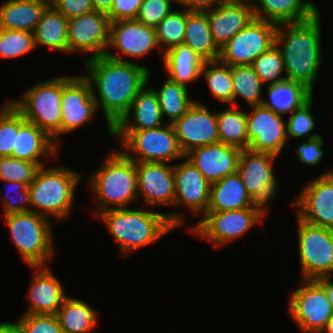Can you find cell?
Wrapping results in <instances>:
<instances>
[{
  "mask_svg": "<svg viewBox=\"0 0 333 333\" xmlns=\"http://www.w3.org/2000/svg\"><path fill=\"white\" fill-rule=\"evenodd\" d=\"M25 333H61L56 315L47 314H22L18 318Z\"/></svg>",
  "mask_w": 333,
  "mask_h": 333,
  "instance_id": "47",
  "label": "cell"
},
{
  "mask_svg": "<svg viewBox=\"0 0 333 333\" xmlns=\"http://www.w3.org/2000/svg\"><path fill=\"white\" fill-rule=\"evenodd\" d=\"M320 333H333V316L326 323L325 327L322 329V331Z\"/></svg>",
  "mask_w": 333,
  "mask_h": 333,
  "instance_id": "55",
  "label": "cell"
},
{
  "mask_svg": "<svg viewBox=\"0 0 333 333\" xmlns=\"http://www.w3.org/2000/svg\"><path fill=\"white\" fill-rule=\"evenodd\" d=\"M232 80L234 106L239 97L243 98L250 107L262 104L263 84L251 65L232 66Z\"/></svg>",
  "mask_w": 333,
  "mask_h": 333,
  "instance_id": "38",
  "label": "cell"
},
{
  "mask_svg": "<svg viewBox=\"0 0 333 333\" xmlns=\"http://www.w3.org/2000/svg\"><path fill=\"white\" fill-rule=\"evenodd\" d=\"M183 44L190 47L205 61H216L220 49L213 41L206 12L188 11Z\"/></svg>",
  "mask_w": 333,
  "mask_h": 333,
  "instance_id": "32",
  "label": "cell"
},
{
  "mask_svg": "<svg viewBox=\"0 0 333 333\" xmlns=\"http://www.w3.org/2000/svg\"><path fill=\"white\" fill-rule=\"evenodd\" d=\"M225 3L247 4L253 6V0H225Z\"/></svg>",
  "mask_w": 333,
  "mask_h": 333,
  "instance_id": "56",
  "label": "cell"
},
{
  "mask_svg": "<svg viewBox=\"0 0 333 333\" xmlns=\"http://www.w3.org/2000/svg\"><path fill=\"white\" fill-rule=\"evenodd\" d=\"M313 95L303 83L285 79L282 82L267 86V98L262 105L280 115L287 116L300 108Z\"/></svg>",
  "mask_w": 333,
  "mask_h": 333,
  "instance_id": "31",
  "label": "cell"
},
{
  "mask_svg": "<svg viewBox=\"0 0 333 333\" xmlns=\"http://www.w3.org/2000/svg\"><path fill=\"white\" fill-rule=\"evenodd\" d=\"M174 165L175 207L186 206L194 215H203L208 208L211 184L185 157Z\"/></svg>",
  "mask_w": 333,
  "mask_h": 333,
  "instance_id": "20",
  "label": "cell"
},
{
  "mask_svg": "<svg viewBox=\"0 0 333 333\" xmlns=\"http://www.w3.org/2000/svg\"><path fill=\"white\" fill-rule=\"evenodd\" d=\"M266 208H244L231 211H206L189 232L222 247L244 236L255 224H263Z\"/></svg>",
  "mask_w": 333,
  "mask_h": 333,
  "instance_id": "9",
  "label": "cell"
},
{
  "mask_svg": "<svg viewBox=\"0 0 333 333\" xmlns=\"http://www.w3.org/2000/svg\"><path fill=\"white\" fill-rule=\"evenodd\" d=\"M10 237L28 266H48L55 243L51 219L35 212L4 215Z\"/></svg>",
  "mask_w": 333,
  "mask_h": 333,
  "instance_id": "6",
  "label": "cell"
},
{
  "mask_svg": "<svg viewBox=\"0 0 333 333\" xmlns=\"http://www.w3.org/2000/svg\"><path fill=\"white\" fill-rule=\"evenodd\" d=\"M201 76H204L215 100L234 106L232 66L219 60L205 61L201 68Z\"/></svg>",
  "mask_w": 333,
  "mask_h": 333,
  "instance_id": "37",
  "label": "cell"
},
{
  "mask_svg": "<svg viewBox=\"0 0 333 333\" xmlns=\"http://www.w3.org/2000/svg\"><path fill=\"white\" fill-rule=\"evenodd\" d=\"M182 152L186 155L192 149L219 142L217 111L201 102L172 123Z\"/></svg>",
  "mask_w": 333,
  "mask_h": 333,
  "instance_id": "18",
  "label": "cell"
},
{
  "mask_svg": "<svg viewBox=\"0 0 333 333\" xmlns=\"http://www.w3.org/2000/svg\"><path fill=\"white\" fill-rule=\"evenodd\" d=\"M157 94L160 110L163 117H167L169 123L184 115L197 100L188 95V87L165 79L162 86L157 90L150 85Z\"/></svg>",
  "mask_w": 333,
  "mask_h": 333,
  "instance_id": "36",
  "label": "cell"
},
{
  "mask_svg": "<svg viewBox=\"0 0 333 333\" xmlns=\"http://www.w3.org/2000/svg\"><path fill=\"white\" fill-rule=\"evenodd\" d=\"M296 217L301 278L316 280L333 276V229Z\"/></svg>",
  "mask_w": 333,
  "mask_h": 333,
  "instance_id": "10",
  "label": "cell"
},
{
  "mask_svg": "<svg viewBox=\"0 0 333 333\" xmlns=\"http://www.w3.org/2000/svg\"><path fill=\"white\" fill-rule=\"evenodd\" d=\"M321 16L317 11L309 19L278 24L275 45L280 50L285 78L303 83L314 93L322 64Z\"/></svg>",
  "mask_w": 333,
  "mask_h": 333,
  "instance_id": "2",
  "label": "cell"
},
{
  "mask_svg": "<svg viewBox=\"0 0 333 333\" xmlns=\"http://www.w3.org/2000/svg\"><path fill=\"white\" fill-rule=\"evenodd\" d=\"M0 333H25L22 324L17 320L16 322L6 321L0 323Z\"/></svg>",
  "mask_w": 333,
  "mask_h": 333,
  "instance_id": "53",
  "label": "cell"
},
{
  "mask_svg": "<svg viewBox=\"0 0 333 333\" xmlns=\"http://www.w3.org/2000/svg\"><path fill=\"white\" fill-rule=\"evenodd\" d=\"M35 271L28 291V302L23 314L56 315L68 297L65 287L48 266L32 267Z\"/></svg>",
  "mask_w": 333,
  "mask_h": 333,
  "instance_id": "23",
  "label": "cell"
},
{
  "mask_svg": "<svg viewBox=\"0 0 333 333\" xmlns=\"http://www.w3.org/2000/svg\"><path fill=\"white\" fill-rule=\"evenodd\" d=\"M85 78L90 82L97 109L103 111L107 133L129 111L138 92L148 82L147 66L124 59L107 50L104 56L84 59Z\"/></svg>",
  "mask_w": 333,
  "mask_h": 333,
  "instance_id": "1",
  "label": "cell"
},
{
  "mask_svg": "<svg viewBox=\"0 0 333 333\" xmlns=\"http://www.w3.org/2000/svg\"><path fill=\"white\" fill-rule=\"evenodd\" d=\"M162 58L167 78L173 82L188 87V83L201 77V68L205 60L184 44L167 50Z\"/></svg>",
  "mask_w": 333,
  "mask_h": 333,
  "instance_id": "30",
  "label": "cell"
},
{
  "mask_svg": "<svg viewBox=\"0 0 333 333\" xmlns=\"http://www.w3.org/2000/svg\"><path fill=\"white\" fill-rule=\"evenodd\" d=\"M295 199L291 205L300 219L333 229V169L306 183Z\"/></svg>",
  "mask_w": 333,
  "mask_h": 333,
  "instance_id": "15",
  "label": "cell"
},
{
  "mask_svg": "<svg viewBox=\"0 0 333 333\" xmlns=\"http://www.w3.org/2000/svg\"><path fill=\"white\" fill-rule=\"evenodd\" d=\"M107 14L92 11L68 20V53H86L87 58L104 56L110 41Z\"/></svg>",
  "mask_w": 333,
  "mask_h": 333,
  "instance_id": "16",
  "label": "cell"
},
{
  "mask_svg": "<svg viewBox=\"0 0 333 333\" xmlns=\"http://www.w3.org/2000/svg\"><path fill=\"white\" fill-rule=\"evenodd\" d=\"M46 164H36L11 156L0 157V180L4 182H22L29 186L38 170Z\"/></svg>",
  "mask_w": 333,
  "mask_h": 333,
  "instance_id": "42",
  "label": "cell"
},
{
  "mask_svg": "<svg viewBox=\"0 0 333 333\" xmlns=\"http://www.w3.org/2000/svg\"><path fill=\"white\" fill-rule=\"evenodd\" d=\"M244 208H265L246 191L238 172L211 184L207 211H231Z\"/></svg>",
  "mask_w": 333,
  "mask_h": 333,
  "instance_id": "27",
  "label": "cell"
},
{
  "mask_svg": "<svg viewBox=\"0 0 333 333\" xmlns=\"http://www.w3.org/2000/svg\"><path fill=\"white\" fill-rule=\"evenodd\" d=\"M112 136L120 138V151L135 162L173 164L185 158L172 123L146 130H112Z\"/></svg>",
  "mask_w": 333,
  "mask_h": 333,
  "instance_id": "8",
  "label": "cell"
},
{
  "mask_svg": "<svg viewBox=\"0 0 333 333\" xmlns=\"http://www.w3.org/2000/svg\"><path fill=\"white\" fill-rule=\"evenodd\" d=\"M253 10L257 19L275 24L300 22L318 11L311 0H254Z\"/></svg>",
  "mask_w": 333,
  "mask_h": 333,
  "instance_id": "28",
  "label": "cell"
},
{
  "mask_svg": "<svg viewBox=\"0 0 333 333\" xmlns=\"http://www.w3.org/2000/svg\"><path fill=\"white\" fill-rule=\"evenodd\" d=\"M61 112V135L75 132L96 117L98 109L84 74L62 76Z\"/></svg>",
  "mask_w": 333,
  "mask_h": 333,
  "instance_id": "14",
  "label": "cell"
},
{
  "mask_svg": "<svg viewBox=\"0 0 333 333\" xmlns=\"http://www.w3.org/2000/svg\"><path fill=\"white\" fill-rule=\"evenodd\" d=\"M230 106L231 109L217 111L219 142L241 150L248 149L247 112L241 111L239 103Z\"/></svg>",
  "mask_w": 333,
  "mask_h": 333,
  "instance_id": "35",
  "label": "cell"
},
{
  "mask_svg": "<svg viewBox=\"0 0 333 333\" xmlns=\"http://www.w3.org/2000/svg\"><path fill=\"white\" fill-rule=\"evenodd\" d=\"M323 143L324 140L320 135L308 140H302L296 149L297 159H299L300 163L302 162L306 165H318L324 156Z\"/></svg>",
  "mask_w": 333,
  "mask_h": 333,
  "instance_id": "48",
  "label": "cell"
},
{
  "mask_svg": "<svg viewBox=\"0 0 333 333\" xmlns=\"http://www.w3.org/2000/svg\"><path fill=\"white\" fill-rule=\"evenodd\" d=\"M205 12L219 49L255 18L253 7L247 4L222 3Z\"/></svg>",
  "mask_w": 333,
  "mask_h": 333,
  "instance_id": "25",
  "label": "cell"
},
{
  "mask_svg": "<svg viewBox=\"0 0 333 333\" xmlns=\"http://www.w3.org/2000/svg\"><path fill=\"white\" fill-rule=\"evenodd\" d=\"M187 16L188 11L185 9L173 10L155 27L157 43L163 54L167 50L183 44Z\"/></svg>",
  "mask_w": 333,
  "mask_h": 333,
  "instance_id": "39",
  "label": "cell"
},
{
  "mask_svg": "<svg viewBox=\"0 0 333 333\" xmlns=\"http://www.w3.org/2000/svg\"><path fill=\"white\" fill-rule=\"evenodd\" d=\"M6 193L1 198L3 205V216L23 212H32L30 203V192L27 185L22 182H5Z\"/></svg>",
  "mask_w": 333,
  "mask_h": 333,
  "instance_id": "45",
  "label": "cell"
},
{
  "mask_svg": "<svg viewBox=\"0 0 333 333\" xmlns=\"http://www.w3.org/2000/svg\"><path fill=\"white\" fill-rule=\"evenodd\" d=\"M146 208L148 210L114 208L96 216L112 234L124 256L156 243L163 235L185 226L181 212L161 213Z\"/></svg>",
  "mask_w": 333,
  "mask_h": 333,
  "instance_id": "3",
  "label": "cell"
},
{
  "mask_svg": "<svg viewBox=\"0 0 333 333\" xmlns=\"http://www.w3.org/2000/svg\"><path fill=\"white\" fill-rule=\"evenodd\" d=\"M68 19L51 5L45 10L33 32L36 48L68 53Z\"/></svg>",
  "mask_w": 333,
  "mask_h": 333,
  "instance_id": "33",
  "label": "cell"
},
{
  "mask_svg": "<svg viewBox=\"0 0 333 333\" xmlns=\"http://www.w3.org/2000/svg\"><path fill=\"white\" fill-rule=\"evenodd\" d=\"M250 108L246 120L248 149L279 156L288 143L284 116L262 104Z\"/></svg>",
  "mask_w": 333,
  "mask_h": 333,
  "instance_id": "17",
  "label": "cell"
},
{
  "mask_svg": "<svg viewBox=\"0 0 333 333\" xmlns=\"http://www.w3.org/2000/svg\"><path fill=\"white\" fill-rule=\"evenodd\" d=\"M138 199L144 205L172 206L175 203L174 165L166 162H135Z\"/></svg>",
  "mask_w": 333,
  "mask_h": 333,
  "instance_id": "19",
  "label": "cell"
},
{
  "mask_svg": "<svg viewBox=\"0 0 333 333\" xmlns=\"http://www.w3.org/2000/svg\"><path fill=\"white\" fill-rule=\"evenodd\" d=\"M312 96L307 102H305L300 108L295 109L287 116L286 131L287 139L289 138H302V140H308L319 136L317 133L309 134L315 128V120L312 115Z\"/></svg>",
  "mask_w": 333,
  "mask_h": 333,
  "instance_id": "43",
  "label": "cell"
},
{
  "mask_svg": "<svg viewBox=\"0 0 333 333\" xmlns=\"http://www.w3.org/2000/svg\"><path fill=\"white\" fill-rule=\"evenodd\" d=\"M9 99L29 123L44 130L59 146L61 138L62 76L36 82L21 96Z\"/></svg>",
  "mask_w": 333,
  "mask_h": 333,
  "instance_id": "7",
  "label": "cell"
},
{
  "mask_svg": "<svg viewBox=\"0 0 333 333\" xmlns=\"http://www.w3.org/2000/svg\"><path fill=\"white\" fill-rule=\"evenodd\" d=\"M277 24L254 18L221 49L218 60L226 65H252L275 45Z\"/></svg>",
  "mask_w": 333,
  "mask_h": 333,
  "instance_id": "12",
  "label": "cell"
},
{
  "mask_svg": "<svg viewBox=\"0 0 333 333\" xmlns=\"http://www.w3.org/2000/svg\"><path fill=\"white\" fill-rule=\"evenodd\" d=\"M143 0H113L111 10L107 13L110 22L136 19Z\"/></svg>",
  "mask_w": 333,
  "mask_h": 333,
  "instance_id": "50",
  "label": "cell"
},
{
  "mask_svg": "<svg viewBox=\"0 0 333 333\" xmlns=\"http://www.w3.org/2000/svg\"><path fill=\"white\" fill-rule=\"evenodd\" d=\"M49 6L48 0H5L0 5L1 29L34 32Z\"/></svg>",
  "mask_w": 333,
  "mask_h": 333,
  "instance_id": "29",
  "label": "cell"
},
{
  "mask_svg": "<svg viewBox=\"0 0 333 333\" xmlns=\"http://www.w3.org/2000/svg\"><path fill=\"white\" fill-rule=\"evenodd\" d=\"M251 66L264 85H274L286 79L283 57L276 45L262 53Z\"/></svg>",
  "mask_w": 333,
  "mask_h": 333,
  "instance_id": "40",
  "label": "cell"
},
{
  "mask_svg": "<svg viewBox=\"0 0 333 333\" xmlns=\"http://www.w3.org/2000/svg\"><path fill=\"white\" fill-rule=\"evenodd\" d=\"M96 311L87 301L67 297L56 316L63 332L93 333L92 331L98 325L99 320Z\"/></svg>",
  "mask_w": 333,
  "mask_h": 333,
  "instance_id": "34",
  "label": "cell"
},
{
  "mask_svg": "<svg viewBox=\"0 0 333 333\" xmlns=\"http://www.w3.org/2000/svg\"><path fill=\"white\" fill-rule=\"evenodd\" d=\"M225 3V0H180L177 4L183 5L186 11L205 12Z\"/></svg>",
  "mask_w": 333,
  "mask_h": 333,
  "instance_id": "51",
  "label": "cell"
},
{
  "mask_svg": "<svg viewBox=\"0 0 333 333\" xmlns=\"http://www.w3.org/2000/svg\"><path fill=\"white\" fill-rule=\"evenodd\" d=\"M333 276L328 277H321L316 279L315 281L324 289L325 294L331 303V306L333 308Z\"/></svg>",
  "mask_w": 333,
  "mask_h": 333,
  "instance_id": "52",
  "label": "cell"
},
{
  "mask_svg": "<svg viewBox=\"0 0 333 333\" xmlns=\"http://www.w3.org/2000/svg\"><path fill=\"white\" fill-rule=\"evenodd\" d=\"M275 154L253 152L249 149L241 151L238 174L251 198L268 209L267 204L279 193V181L274 174L273 164L278 159ZM277 193V194H276Z\"/></svg>",
  "mask_w": 333,
  "mask_h": 333,
  "instance_id": "13",
  "label": "cell"
},
{
  "mask_svg": "<svg viewBox=\"0 0 333 333\" xmlns=\"http://www.w3.org/2000/svg\"><path fill=\"white\" fill-rule=\"evenodd\" d=\"M301 280V286L288 295V314L302 333H320L332 318L333 308L315 280Z\"/></svg>",
  "mask_w": 333,
  "mask_h": 333,
  "instance_id": "11",
  "label": "cell"
},
{
  "mask_svg": "<svg viewBox=\"0 0 333 333\" xmlns=\"http://www.w3.org/2000/svg\"><path fill=\"white\" fill-rule=\"evenodd\" d=\"M109 48L117 49L118 55L120 53L134 59L143 58L154 49L160 50L155 28L136 19L111 22Z\"/></svg>",
  "mask_w": 333,
  "mask_h": 333,
  "instance_id": "22",
  "label": "cell"
},
{
  "mask_svg": "<svg viewBox=\"0 0 333 333\" xmlns=\"http://www.w3.org/2000/svg\"><path fill=\"white\" fill-rule=\"evenodd\" d=\"M94 11L107 14L112 7L113 0H91Z\"/></svg>",
  "mask_w": 333,
  "mask_h": 333,
  "instance_id": "54",
  "label": "cell"
},
{
  "mask_svg": "<svg viewBox=\"0 0 333 333\" xmlns=\"http://www.w3.org/2000/svg\"><path fill=\"white\" fill-rule=\"evenodd\" d=\"M174 0H143L136 20L155 28L175 8Z\"/></svg>",
  "mask_w": 333,
  "mask_h": 333,
  "instance_id": "46",
  "label": "cell"
},
{
  "mask_svg": "<svg viewBox=\"0 0 333 333\" xmlns=\"http://www.w3.org/2000/svg\"><path fill=\"white\" fill-rule=\"evenodd\" d=\"M150 80L151 73L149 71L148 82L135 96L126 115L120 119L112 130H146L163 125L164 118L160 110L157 94L151 86H148Z\"/></svg>",
  "mask_w": 333,
  "mask_h": 333,
  "instance_id": "26",
  "label": "cell"
},
{
  "mask_svg": "<svg viewBox=\"0 0 333 333\" xmlns=\"http://www.w3.org/2000/svg\"><path fill=\"white\" fill-rule=\"evenodd\" d=\"M241 149L222 142L192 149L185 157L210 183L237 172Z\"/></svg>",
  "mask_w": 333,
  "mask_h": 333,
  "instance_id": "21",
  "label": "cell"
},
{
  "mask_svg": "<svg viewBox=\"0 0 333 333\" xmlns=\"http://www.w3.org/2000/svg\"><path fill=\"white\" fill-rule=\"evenodd\" d=\"M50 5L68 20L94 11L91 0H52Z\"/></svg>",
  "mask_w": 333,
  "mask_h": 333,
  "instance_id": "49",
  "label": "cell"
},
{
  "mask_svg": "<svg viewBox=\"0 0 333 333\" xmlns=\"http://www.w3.org/2000/svg\"><path fill=\"white\" fill-rule=\"evenodd\" d=\"M36 48L33 32L22 30L0 31V58H18Z\"/></svg>",
  "mask_w": 333,
  "mask_h": 333,
  "instance_id": "41",
  "label": "cell"
},
{
  "mask_svg": "<svg viewBox=\"0 0 333 333\" xmlns=\"http://www.w3.org/2000/svg\"><path fill=\"white\" fill-rule=\"evenodd\" d=\"M55 141L35 124L29 123L18 111V133L12 157L27 160L36 164H44L42 158H55L60 148Z\"/></svg>",
  "mask_w": 333,
  "mask_h": 333,
  "instance_id": "24",
  "label": "cell"
},
{
  "mask_svg": "<svg viewBox=\"0 0 333 333\" xmlns=\"http://www.w3.org/2000/svg\"><path fill=\"white\" fill-rule=\"evenodd\" d=\"M111 151L89 176L88 185L96 202L94 219L102 211L128 208L139 200L135 161L127 158L120 150Z\"/></svg>",
  "mask_w": 333,
  "mask_h": 333,
  "instance_id": "4",
  "label": "cell"
},
{
  "mask_svg": "<svg viewBox=\"0 0 333 333\" xmlns=\"http://www.w3.org/2000/svg\"><path fill=\"white\" fill-rule=\"evenodd\" d=\"M17 133L18 110L8 100L0 108V157H12Z\"/></svg>",
  "mask_w": 333,
  "mask_h": 333,
  "instance_id": "44",
  "label": "cell"
},
{
  "mask_svg": "<svg viewBox=\"0 0 333 333\" xmlns=\"http://www.w3.org/2000/svg\"><path fill=\"white\" fill-rule=\"evenodd\" d=\"M82 174L65 166H42L28 186L32 212L60 222L72 214ZM35 207V208H34Z\"/></svg>",
  "mask_w": 333,
  "mask_h": 333,
  "instance_id": "5",
  "label": "cell"
}]
</instances>
